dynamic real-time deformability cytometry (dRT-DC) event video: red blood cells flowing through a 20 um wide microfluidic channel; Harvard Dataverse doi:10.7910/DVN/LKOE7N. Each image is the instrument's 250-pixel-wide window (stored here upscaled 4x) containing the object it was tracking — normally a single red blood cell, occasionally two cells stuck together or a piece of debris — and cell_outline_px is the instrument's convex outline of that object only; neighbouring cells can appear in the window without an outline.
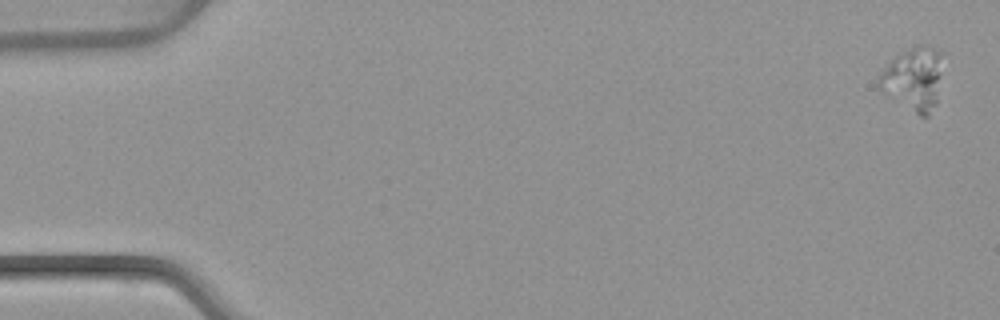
{"species": "common noctule bat (a hibernating species)", "species_latin": "Nyctalus noctula", "temperature_condition": "warm", "stored_images_in_passage": 5, "camera_frame_rate_fps": 3000, "um_per_image_px": 0.085, "animal": {"sex": "female", "body_mass_g": 22.7, "forearm_length_mm": 54.2}, "frame": {"image": 1, "passage_image": 1, "time_ms": 0.0, "image_size_px": [1000, 320], "cell_outline_px": [[944, 52], [936, 104], [928, 116], [920, 116], [884, 92], [876, 84], [876, 80], [884, 68], [896, 56], [916, 44], [924, 44]], "centroid_in_image_um": [77.68, 6.65], "position_along_channel_um": 7.3, "area_um2": 23.35}}
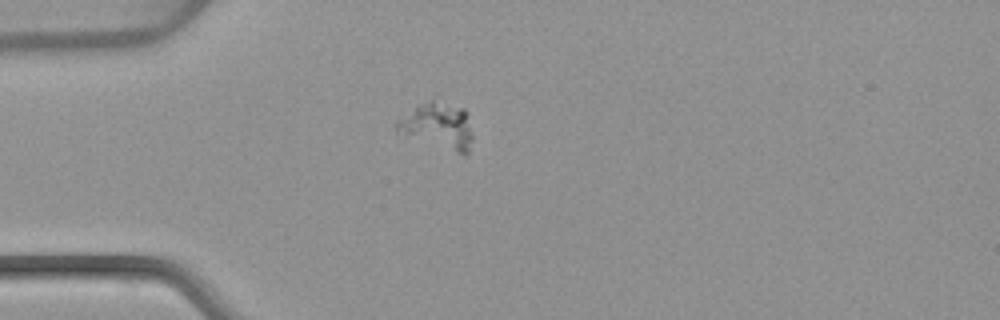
{"frame": {"image": 2, "passage_image": 5, "time_ms": 4.667, "image_size_px": [1000, 320], "cell_outline_px": [[472, 140], [468, 152], [464, 156], [396, 132], [396, 120], [420, 104], [432, 100], [464, 108], [468, 112], [472, 136]], "centroid_in_image_um": [37.25, 10.73], "position_along_channel_um": 47.7, "area_um2": 20.35}}